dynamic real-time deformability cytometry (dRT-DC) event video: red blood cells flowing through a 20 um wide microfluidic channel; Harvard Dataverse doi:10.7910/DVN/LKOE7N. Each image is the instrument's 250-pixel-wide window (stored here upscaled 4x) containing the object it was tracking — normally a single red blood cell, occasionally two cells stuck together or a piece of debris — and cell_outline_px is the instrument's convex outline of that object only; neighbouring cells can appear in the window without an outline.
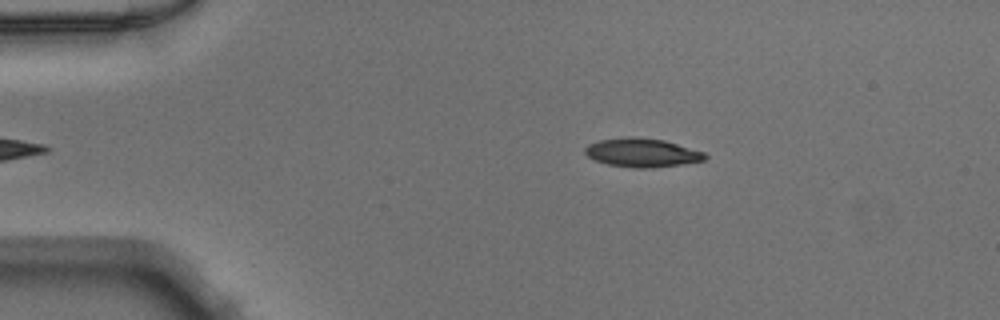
{"species": "Egyptian fruit bat (a non-hibernating species)", "species_latin": "Rousettus aegyptiacus", "temperature_condition": "warm", "stored_images_in_passage": 42, "camera_frame_rate_fps": 3000, "um_per_image_px": 0.085, "animal": {"sex": "male"}, "frame": {"image": 1, "passage_image": 2, "time_ms": 0.333, "image_size_px": [1000, 320], "cell_outline_px": [[708, 156], [704, 160], [680, 164], [648, 168], [632, 168], [608, 164], [596, 160], [588, 156], [584, 152], [584, 148], [588, 144], [600, 140], [632, 136], [664, 140], [704, 152]], "centroid_in_image_um": [54.56, 12.97], "position_along_channel_um": 30.4, "area_um2": 19.88}}
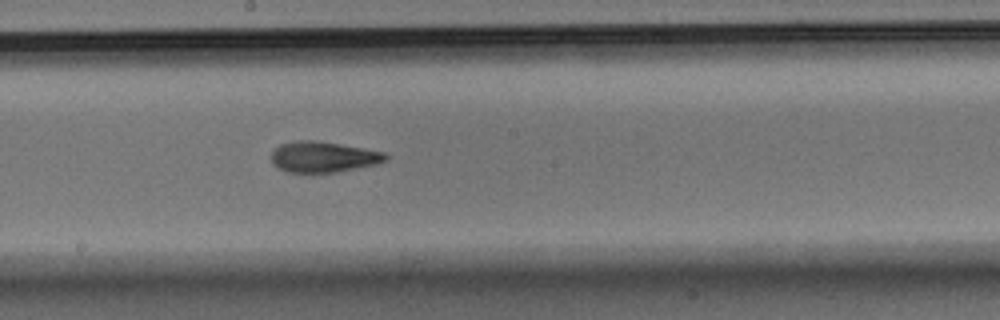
{"frame": {"image": 2, "passage_image": 20, "time_ms": 6.333, "image_size_px": [1000, 320], "cell_outline_px": [[388, 156], [384, 160], [376, 164], [336, 172], [288, 172], [276, 168], [272, 164], [272, 152], [280, 144], [300, 140], [316, 140], [340, 144], [384, 152]], "centroid_in_image_um": [27.43, 13.33], "position_along_channel_um": 220.8, "area_um2": 20.29}}
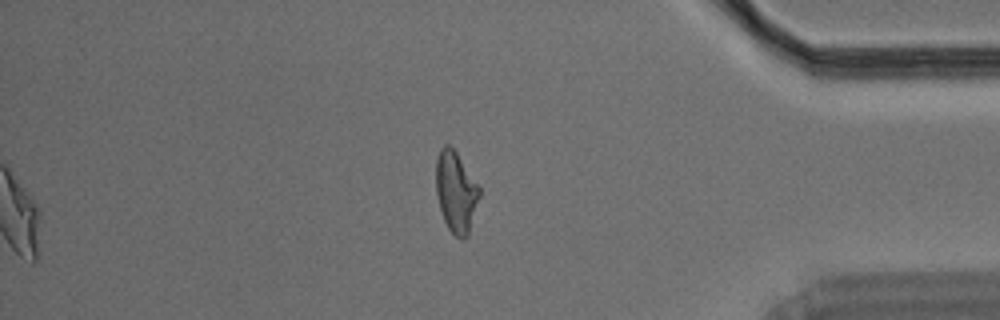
{"frame": {"image": 3, "passage_image": 35, "time_ms": 11.333, "image_size_px": [1000, 320], "cell_outline_px": [[480, 196], [468, 236], [460, 240], [448, 228], [444, 220], [440, 208], [436, 192], [436, 160], [440, 148], [444, 144], [448, 144], [456, 152], [480, 188]], "centroid_in_image_um": [38.75, 16.32], "position_along_channel_um": 396.4, "area_um2": 20.35}}